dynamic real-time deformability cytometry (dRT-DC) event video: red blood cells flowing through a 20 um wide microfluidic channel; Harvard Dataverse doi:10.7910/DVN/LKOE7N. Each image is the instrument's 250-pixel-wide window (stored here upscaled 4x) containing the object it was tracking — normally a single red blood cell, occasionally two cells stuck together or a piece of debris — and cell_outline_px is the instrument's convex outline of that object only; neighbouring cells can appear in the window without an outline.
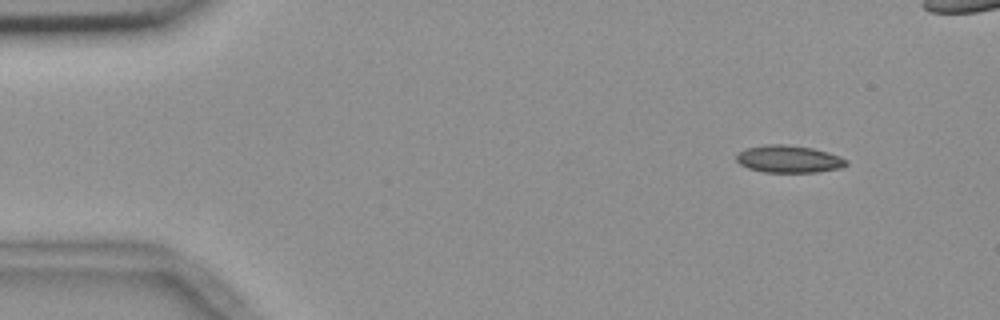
{"species": "common noctule bat (a hibernating species)", "species_latin": "Nyctalus noctula", "temperature_condition": "room temperature", "stored_images_in_passage": 51, "camera_frame_rate_fps": 3000, "um_per_image_px": 0.085, "animal": {"sex": "female", "body_mass_g": 18.4}, "frame": {"image": 1, "passage_image": 1, "time_ms": 0.0, "image_size_px": [1000, 320], "cell_outline_px": [[848, 164], [840, 168], [816, 172], [764, 172], [748, 168], [740, 164], [736, 160], [736, 152], [744, 148], [768, 144], [784, 144], [812, 148], [828, 152], [840, 156], [848, 160]], "centroid_in_image_um": [67.02, 13.51], "position_along_channel_um": 18.0, "area_um2": 17.63}}
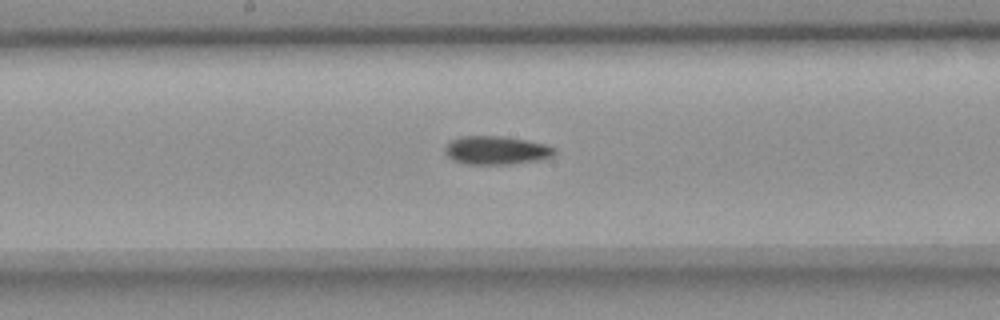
{"frame": {"image": 2, "passage_image": 24, "time_ms": 7.667, "image_size_px": [1000, 320], "cell_outline_px": [[556, 152], [552, 156], [536, 160], [512, 164], [464, 164], [452, 160], [444, 152], [444, 148], [452, 140], [464, 136], [500, 136], [524, 140], [544, 144], [556, 148]], "centroid_in_image_um": [42.16, 12.78], "position_along_channel_um": 206.0, "area_um2": 17.98}}
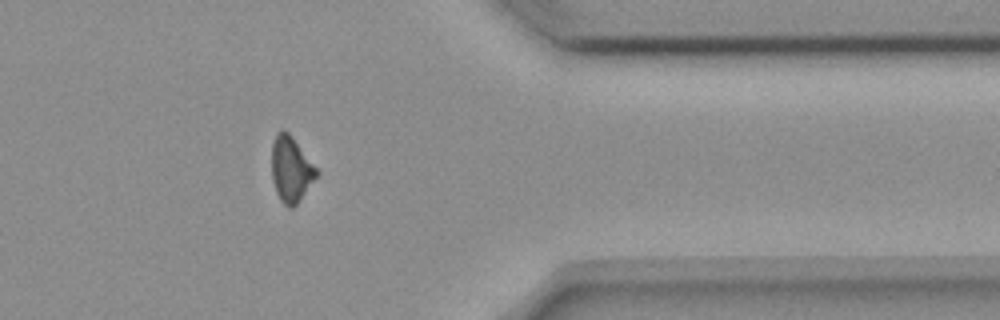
{"frame": {"image": 3, "passage_image": 40, "time_ms": 13.0, "image_size_px": [1000, 320], "cell_outline_px": [[320, 172], [296, 204], [292, 208], [288, 208], [280, 200], [276, 192], [272, 180], [272, 144], [276, 132], [284, 128], [292, 136]], "centroid_in_image_um": [24.72, 14.36], "position_along_channel_um": 386.7, "area_um2": 17.11}, "authors_computed_cell_mechanics": {"area_um2": 17.6868, "velocity_mm_per_s": 3.6888, "shape_relaxation_time_tau1_ms": 6.4408, "shape_relaxation_time_tau2_ms": null, "deformation_change_tau1": 0.1362, "deformation_change_tau2": null}}